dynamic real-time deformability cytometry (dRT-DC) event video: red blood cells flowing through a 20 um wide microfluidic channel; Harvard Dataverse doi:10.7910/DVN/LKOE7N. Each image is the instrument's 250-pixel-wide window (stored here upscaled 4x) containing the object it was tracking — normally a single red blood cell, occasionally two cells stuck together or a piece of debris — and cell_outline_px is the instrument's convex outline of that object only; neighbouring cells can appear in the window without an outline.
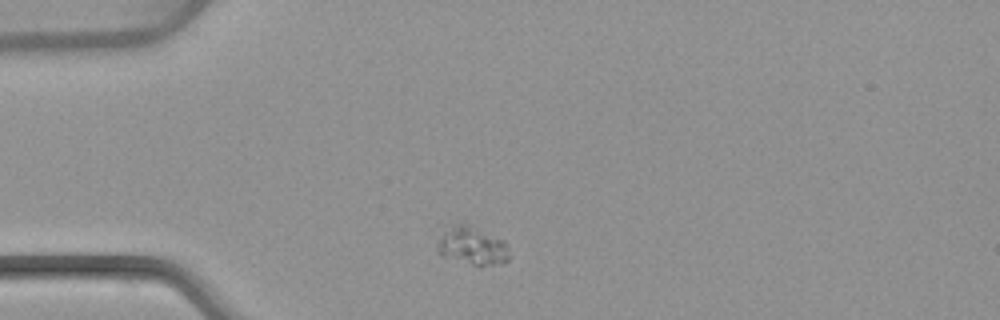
{"species": "common noctule bat (a hibernating species)", "species_latin": "Nyctalus noctula", "temperature_condition": "warm", "stored_images_in_passage": 6, "camera_frame_rate_fps": 3000, "um_per_image_px": 0.085, "animal": {"sex": "female", "body_mass_g": 22.7, "forearm_length_mm": 54.2}, "frame": {"image": 1, "passage_image": 1, "time_ms": 0.0, "image_size_px": [1000, 320], "cell_outline_px": [[508, 260], [504, 264], [480, 268], [440, 256], [436, 248], [436, 244], [444, 232], [452, 224], [472, 224], [504, 240], [508, 244]], "centroid_in_image_um": [40.17, 20.94], "position_along_channel_um": 44.8, "area_um2": 16.76}}
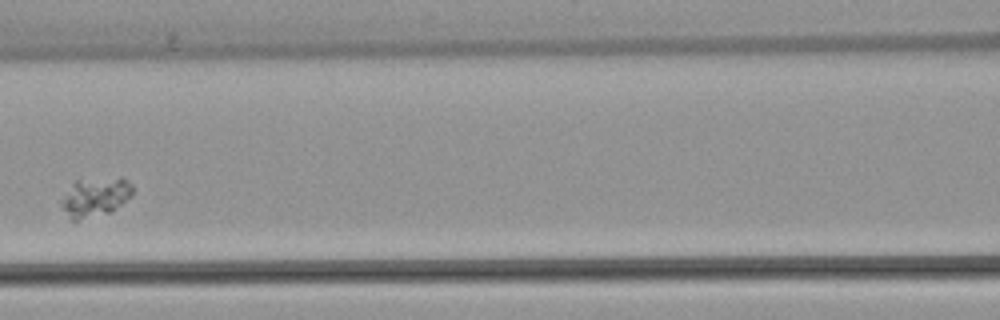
{"frame": {"image": 2, "passage_image": 4, "time_ms": 3.667, "image_size_px": [1000, 320], "cell_outline_px": [[132, 196], [112, 212], [76, 220], [72, 220], [60, 204], [72, 180], [120, 176], [128, 180], [132, 184]], "centroid_in_image_um": [8.13, 16.7], "position_along_channel_um": 158.5, "area_um2": 16.47}}
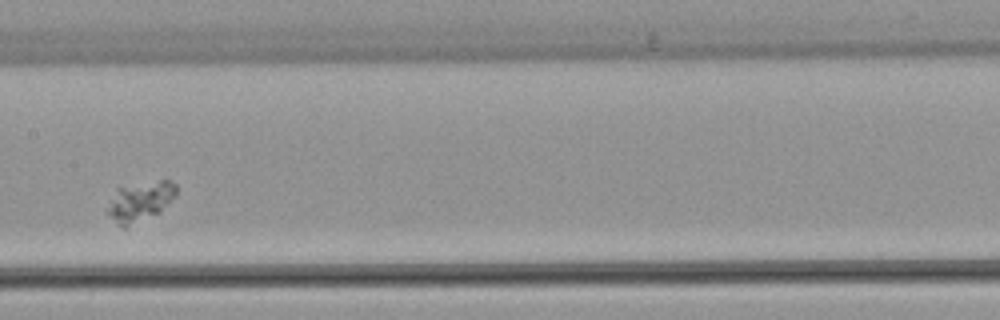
{"frame": {"image": 3, "passage_image": 5, "time_ms": 4.667, "image_size_px": [1000, 320], "cell_outline_px": [[176, 196], [160, 212], [124, 228], [120, 228], [104, 212], [116, 188], [160, 180], [168, 180], [176, 184]], "centroid_in_image_um": [11.87, 17.15], "position_along_channel_um": 195.5, "area_um2": 16.07}}